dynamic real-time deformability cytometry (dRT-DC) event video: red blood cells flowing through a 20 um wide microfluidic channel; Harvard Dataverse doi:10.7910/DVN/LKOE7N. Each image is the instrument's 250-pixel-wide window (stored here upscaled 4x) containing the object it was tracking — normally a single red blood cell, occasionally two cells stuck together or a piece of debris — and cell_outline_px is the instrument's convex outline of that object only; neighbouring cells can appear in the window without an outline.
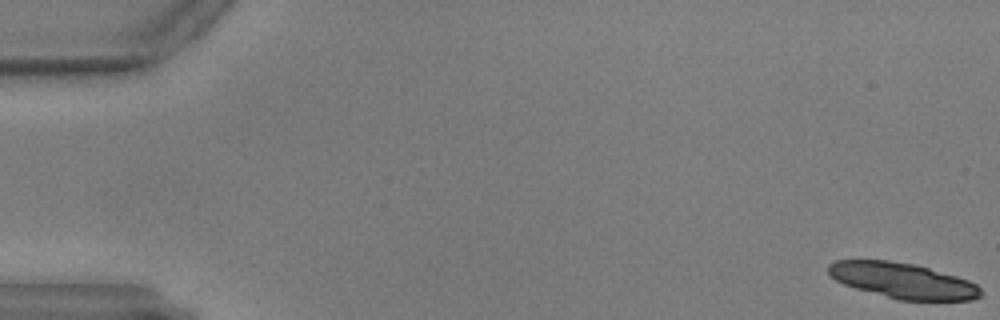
{"species": "common noctule bat (a hibernating species)", "species_latin": "Nyctalus noctula", "temperature_condition": "warm", "stored_images_in_passage": 45, "camera_frame_rate_fps": 3000, "um_per_image_px": 0.085, "animal": {"sex": "male", "body_mass_g": 17.9, "forearm_length_mm": 54.2}, "frame": {"image": 1, "passage_image": 1, "time_ms": 0.0, "image_size_px": [1000, 320], "cell_outline_px": [[984, 292], [980, 296], [972, 300], [896, 300], [856, 288], [844, 284], [836, 280], [828, 272], [828, 264], [836, 260], [888, 260], [916, 264], [956, 276], [968, 280], [976, 284]], "centroid_in_image_um": [76.74, 23.85], "position_along_channel_um": 8.3, "area_um2": 31.56}}
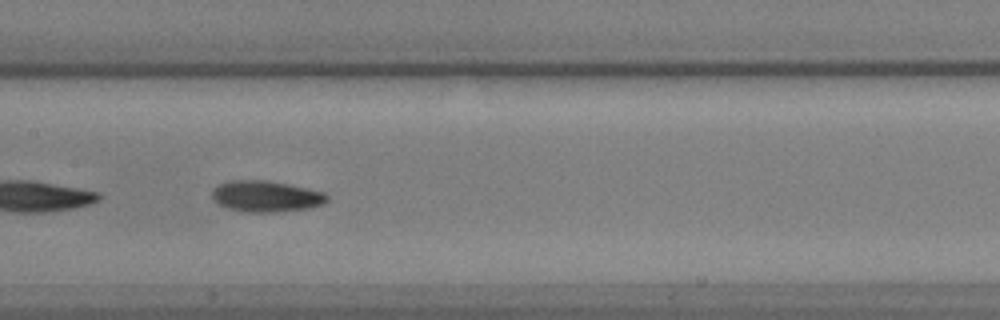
{"frame": {"image": 2, "passage_image": 30, "time_ms": 9.667, "image_size_px": [1000, 320], "cell_outline_px": [[328, 200], [324, 204], [308, 208], [276, 212], [240, 212], [228, 208], [220, 204], [212, 196], [212, 192], [220, 184], [228, 180], [268, 180], [288, 184], [324, 192], [328, 196]], "centroid_in_image_um": [22.63, 16.69], "position_along_channel_um": 184.8, "area_um2": 20.81}}
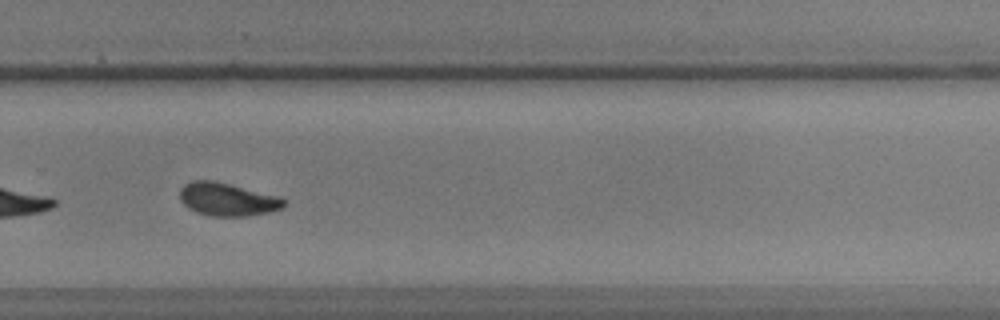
{"frame": {"image": 3, "passage_image": 41, "time_ms": 13.333, "image_size_px": [1000, 320], "cell_outline_px": [[284, 204], [280, 208], [268, 212], [248, 216], [208, 216], [196, 212], [188, 208], [180, 200], [180, 188], [184, 184], [192, 180], [212, 180], [280, 196], [284, 200]], "centroid_in_image_um": [19.28, 16.94], "position_along_channel_um": 310.5, "area_um2": 20.0}}